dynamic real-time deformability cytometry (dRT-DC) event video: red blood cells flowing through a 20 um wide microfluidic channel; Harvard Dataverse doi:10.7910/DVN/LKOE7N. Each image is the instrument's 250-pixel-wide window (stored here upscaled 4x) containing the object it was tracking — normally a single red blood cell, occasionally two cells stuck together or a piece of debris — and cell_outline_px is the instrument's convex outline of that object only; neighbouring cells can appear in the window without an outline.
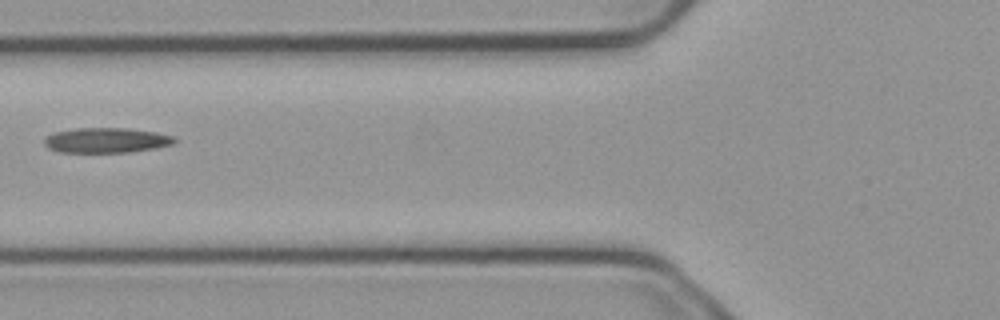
{"species": "common noctule bat (a hibernating species)", "species_latin": "Nyctalus noctula", "temperature_condition": "cold", "stored_images_in_passage": 4, "camera_frame_rate_fps": 3000, "um_per_image_px": 0.085, "animal": {"sex": "male", "body_mass_g": 23.1, "forearm_length_mm": 52.7}, "frame": {"image": 1, "passage_image": 3, "time_ms": 0.667, "image_size_px": [1000, 320], "cell_outline_px": [[176, 140], [172, 144], [152, 148], [128, 152], [60, 152], [48, 148], [44, 144], [44, 136], [52, 132], [76, 128], [128, 128], [156, 132], [176, 136]], "centroid_in_image_um": [8.99, 11.91], "position_along_channel_um": 116.8, "area_um2": 19.07}}
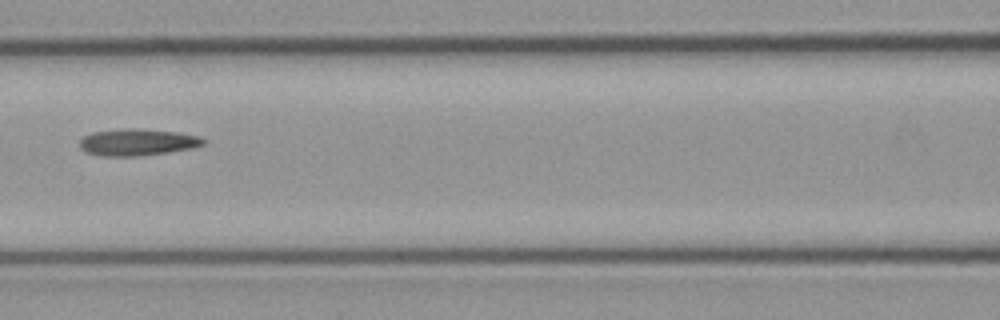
{"frame": {"image": 2, "passage_image": 4, "time_ms": 1.0, "image_size_px": [1000, 320], "cell_outline_px": [[204, 144], [192, 148], [168, 152], [140, 156], [104, 156], [88, 152], [80, 148], [80, 140], [84, 136], [92, 132], [124, 128], [136, 128], [176, 132], [200, 136], [204, 140]], "centroid_in_image_um": [11.68, 12.08], "position_along_channel_um": 154.9, "area_um2": 19.19}}